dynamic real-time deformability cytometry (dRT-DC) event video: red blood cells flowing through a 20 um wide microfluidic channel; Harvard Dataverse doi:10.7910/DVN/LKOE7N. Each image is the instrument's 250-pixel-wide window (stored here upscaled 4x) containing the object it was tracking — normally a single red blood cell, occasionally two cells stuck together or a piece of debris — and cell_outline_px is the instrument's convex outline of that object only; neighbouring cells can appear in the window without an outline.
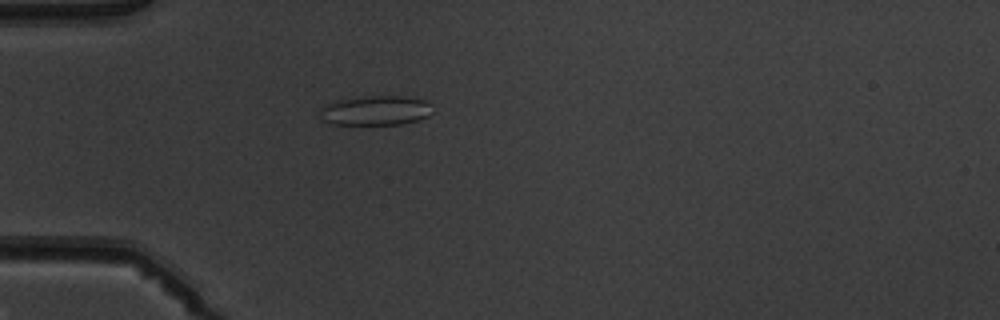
{"species": "common noctule bat (a hibernating species)", "species_latin": "Nyctalus noctula", "temperature_condition": "warm", "stored_images_in_passage": 5, "camera_frame_rate_fps": 3000, "um_per_image_px": 0.085, "animal": {"sex": "male", "body_mass_g": 19.5, "forearm_length_mm": 54.6}, "frame": {"image": 1, "passage_image": 5, "time_ms": 4.667, "image_size_px": [1000, 320], "cell_outline_px": [[432, 112], [428, 116], [416, 120], [400, 124], [332, 124], [320, 120], [320, 108], [336, 100], [368, 96], [408, 96], [424, 100], [432, 104]], "centroid_in_image_um": [31.93, 9.39], "position_along_channel_um": 53.1, "area_um2": 19.48}}